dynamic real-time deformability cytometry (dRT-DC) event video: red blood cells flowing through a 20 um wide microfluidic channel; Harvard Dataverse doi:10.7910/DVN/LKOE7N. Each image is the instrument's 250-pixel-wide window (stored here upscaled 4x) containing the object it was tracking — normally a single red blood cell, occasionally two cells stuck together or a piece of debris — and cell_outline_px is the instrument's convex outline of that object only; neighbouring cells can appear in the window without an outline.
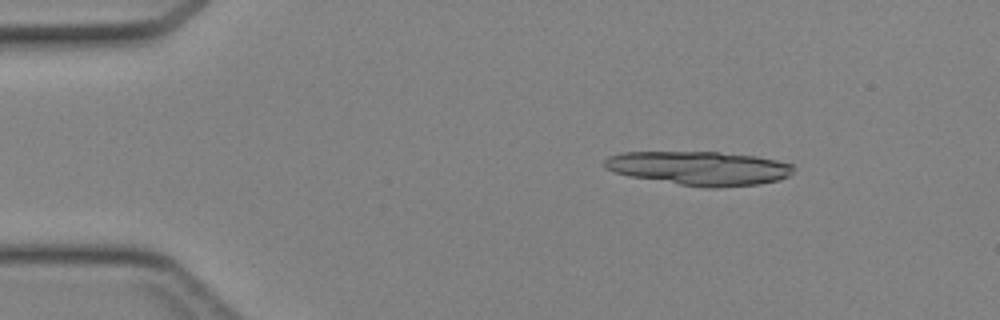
{"species": "Egyptian fruit bat (a non-hibernating species)", "species_latin": "Rousettus aegyptiacus", "temperature_condition": "cold", "stored_images_in_passage": 12, "camera_frame_rate_fps": 3000, "um_per_image_px": 0.085, "animal": {"sex": "female"}, "frame": {"image": 1, "passage_image": 6, "time_ms": 1.667, "image_size_px": [1000, 320], "cell_outline_px": [[792, 172], [788, 176], [780, 180], [760, 184], [716, 188], [704, 188], [628, 176], [604, 168], [604, 160], [608, 156], [620, 152], [720, 152], [756, 156], [776, 160], [792, 164]], "centroid_in_image_um": [59.43, 14.3], "position_along_channel_um": 25.6, "area_um2": 37.45}}